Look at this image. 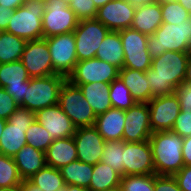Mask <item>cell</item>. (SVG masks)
Returning a JSON list of instances; mask_svg holds the SVG:
<instances>
[{
  "instance_id": "cell-1",
  "label": "cell",
  "mask_w": 191,
  "mask_h": 191,
  "mask_svg": "<svg viewBox=\"0 0 191 191\" xmlns=\"http://www.w3.org/2000/svg\"><path fill=\"white\" fill-rule=\"evenodd\" d=\"M189 54L190 52L165 51L152 58L151 67L145 72L151 99L174 94V90L184 81Z\"/></svg>"
},
{
  "instance_id": "cell-2",
  "label": "cell",
  "mask_w": 191,
  "mask_h": 191,
  "mask_svg": "<svg viewBox=\"0 0 191 191\" xmlns=\"http://www.w3.org/2000/svg\"><path fill=\"white\" fill-rule=\"evenodd\" d=\"M156 175L174 176L184 166L183 138L171 130L153 132L149 138Z\"/></svg>"
},
{
  "instance_id": "cell-3",
  "label": "cell",
  "mask_w": 191,
  "mask_h": 191,
  "mask_svg": "<svg viewBox=\"0 0 191 191\" xmlns=\"http://www.w3.org/2000/svg\"><path fill=\"white\" fill-rule=\"evenodd\" d=\"M148 52L152 58L162 55L165 51H191V17L183 23H162L148 36Z\"/></svg>"
},
{
  "instance_id": "cell-4",
  "label": "cell",
  "mask_w": 191,
  "mask_h": 191,
  "mask_svg": "<svg viewBox=\"0 0 191 191\" xmlns=\"http://www.w3.org/2000/svg\"><path fill=\"white\" fill-rule=\"evenodd\" d=\"M45 9L44 0H25L23 6L14 10L6 32L26 41L43 38L42 17Z\"/></svg>"
},
{
  "instance_id": "cell-5",
  "label": "cell",
  "mask_w": 191,
  "mask_h": 191,
  "mask_svg": "<svg viewBox=\"0 0 191 191\" xmlns=\"http://www.w3.org/2000/svg\"><path fill=\"white\" fill-rule=\"evenodd\" d=\"M67 78L60 74L29 79L23 102L19 105L33 112L58 103L60 88Z\"/></svg>"
},
{
  "instance_id": "cell-6",
  "label": "cell",
  "mask_w": 191,
  "mask_h": 191,
  "mask_svg": "<svg viewBox=\"0 0 191 191\" xmlns=\"http://www.w3.org/2000/svg\"><path fill=\"white\" fill-rule=\"evenodd\" d=\"M58 104L76 128L94 126L96 114L79 88L65 80L59 92Z\"/></svg>"
},
{
  "instance_id": "cell-7",
  "label": "cell",
  "mask_w": 191,
  "mask_h": 191,
  "mask_svg": "<svg viewBox=\"0 0 191 191\" xmlns=\"http://www.w3.org/2000/svg\"><path fill=\"white\" fill-rule=\"evenodd\" d=\"M35 120V112L19 106L6 121L0 137V154L13 157L26 142L25 133Z\"/></svg>"
},
{
  "instance_id": "cell-8",
  "label": "cell",
  "mask_w": 191,
  "mask_h": 191,
  "mask_svg": "<svg viewBox=\"0 0 191 191\" xmlns=\"http://www.w3.org/2000/svg\"><path fill=\"white\" fill-rule=\"evenodd\" d=\"M124 51L123 68L146 72L152 64L148 52V36L132 28L119 30Z\"/></svg>"
},
{
  "instance_id": "cell-9",
  "label": "cell",
  "mask_w": 191,
  "mask_h": 191,
  "mask_svg": "<svg viewBox=\"0 0 191 191\" xmlns=\"http://www.w3.org/2000/svg\"><path fill=\"white\" fill-rule=\"evenodd\" d=\"M43 38L74 32L79 19L66 2L53 0L46 2L42 17Z\"/></svg>"
},
{
  "instance_id": "cell-10",
  "label": "cell",
  "mask_w": 191,
  "mask_h": 191,
  "mask_svg": "<svg viewBox=\"0 0 191 191\" xmlns=\"http://www.w3.org/2000/svg\"><path fill=\"white\" fill-rule=\"evenodd\" d=\"M110 30L96 18L79 20L74 30L78 61L95 58L100 44Z\"/></svg>"
},
{
  "instance_id": "cell-11",
  "label": "cell",
  "mask_w": 191,
  "mask_h": 191,
  "mask_svg": "<svg viewBox=\"0 0 191 191\" xmlns=\"http://www.w3.org/2000/svg\"><path fill=\"white\" fill-rule=\"evenodd\" d=\"M51 55L53 71L68 78L77 60L73 32L45 38Z\"/></svg>"
},
{
  "instance_id": "cell-12",
  "label": "cell",
  "mask_w": 191,
  "mask_h": 191,
  "mask_svg": "<svg viewBox=\"0 0 191 191\" xmlns=\"http://www.w3.org/2000/svg\"><path fill=\"white\" fill-rule=\"evenodd\" d=\"M119 76V69L98 58L78 61L68 76L72 84L79 86L88 83H111Z\"/></svg>"
},
{
  "instance_id": "cell-13",
  "label": "cell",
  "mask_w": 191,
  "mask_h": 191,
  "mask_svg": "<svg viewBox=\"0 0 191 191\" xmlns=\"http://www.w3.org/2000/svg\"><path fill=\"white\" fill-rule=\"evenodd\" d=\"M122 163L123 176L155 174L149 140L125 142Z\"/></svg>"
},
{
  "instance_id": "cell-14",
  "label": "cell",
  "mask_w": 191,
  "mask_h": 191,
  "mask_svg": "<svg viewBox=\"0 0 191 191\" xmlns=\"http://www.w3.org/2000/svg\"><path fill=\"white\" fill-rule=\"evenodd\" d=\"M21 62L30 78L56 74L53 71L51 55L45 38L27 41Z\"/></svg>"
},
{
  "instance_id": "cell-15",
  "label": "cell",
  "mask_w": 191,
  "mask_h": 191,
  "mask_svg": "<svg viewBox=\"0 0 191 191\" xmlns=\"http://www.w3.org/2000/svg\"><path fill=\"white\" fill-rule=\"evenodd\" d=\"M147 104L150 111V127L152 131L171 130L181 111L179 99L175 93L153 97Z\"/></svg>"
},
{
  "instance_id": "cell-16",
  "label": "cell",
  "mask_w": 191,
  "mask_h": 191,
  "mask_svg": "<svg viewBox=\"0 0 191 191\" xmlns=\"http://www.w3.org/2000/svg\"><path fill=\"white\" fill-rule=\"evenodd\" d=\"M153 131L150 127V111L147 103L136 102L125 110V124L122 140L142 142L149 140Z\"/></svg>"
},
{
  "instance_id": "cell-17",
  "label": "cell",
  "mask_w": 191,
  "mask_h": 191,
  "mask_svg": "<svg viewBox=\"0 0 191 191\" xmlns=\"http://www.w3.org/2000/svg\"><path fill=\"white\" fill-rule=\"evenodd\" d=\"M73 138L78 160L92 165L101 161L105 140L94 126L76 128Z\"/></svg>"
},
{
  "instance_id": "cell-18",
  "label": "cell",
  "mask_w": 191,
  "mask_h": 191,
  "mask_svg": "<svg viewBox=\"0 0 191 191\" xmlns=\"http://www.w3.org/2000/svg\"><path fill=\"white\" fill-rule=\"evenodd\" d=\"M136 7L127 0H112L97 10L96 19L110 31L131 27Z\"/></svg>"
},
{
  "instance_id": "cell-19",
  "label": "cell",
  "mask_w": 191,
  "mask_h": 191,
  "mask_svg": "<svg viewBox=\"0 0 191 191\" xmlns=\"http://www.w3.org/2000/svg\"><path fill=\"white\" fill-rule=\"evenodd\" d=\"M35 119L51 135L53 139H63L74 135L76 127L68 115L55 104L35 112Z\"/></svg>"
},
{
  "instance_id": "cell-20",
  "label": "cell",
  "mask_w": 191,
  "mask_h": 191,
  "mask_svg": "<svg viewBox=\"0 0 191 191\" xmlns=\"http://www.w3.org/2000/svg\"><path fill=\"white\" fill-rule=\"evenodd\" d=\"M30 76L21 60L0 64V87L19 105L23 102Z\"/></svg>"
},
{
  "instance_id": "cell-21",
  "label": "cell",
  "mask_w": 191,
  "mask_h": 191,
  "mask_svg": "<svg viewBox=\"0 0 191 191\" xmlns=\"http://www.w3.org/2000/svg\"><path fill=\"white\" fill-rule=\"evenodd\" d=\"M162 23V10L160 7V1L157 0L136 7L130 28L149 36L154 34Z\"/></svg>"
},
{
  "instance_id": "cell-22",
  "label": "cell",
  "mask_w": 191,
  "mask_h": 191,
  "mask_svg": "<svg viewBox=\"0 0 191 191\" xmlns=\"http://www.w3.org/2000/svg\"><path fill=\"white\" fill-rule=\"evenodd\" d=\"M125 124V110L110 108L97 115L94 127L105 141L122 140Z\"/></svg>"
},
{
  "instance_id": "cell-23",
  "label": "cell",
  "mask_w": 191,
  "mask_h": 191,
  "mask_svg": "<svg viewBox=\"0 0 191 191\" xmlns=\"http://www.w3.org/2000/svg\"><path fill=\"white\" fill-rule=\"evenodd\" d=\"M46 165L60 169L61 167L78 160L73 136L63 139H54L45 152Z\"/></svg>"
},
{
  "instance_id": "cell-24",
  "label": "cell",
  "mask_w": 191,
  "mask_h": 191,
  "mask_svg": "<svg viewBox=\"0 0 191 191\" xmlns=\"http://www.w3.org/2000/svg\"><path fill=\"white\" fill-rule=\"evenodd\" d=\"M13 160L22 180H28L46 166L45 153L27 144L13 156Z\"/></svg>"
},
{
  "instance_id": "cell-25",
  "label": "cell",
  "mask_w": 191,
  "mask_h": 191,
  "mask_svg": "<svg viewBox=\"0 0 191 191\" xmlns=\"http://www.w3.org/2000/svg\"><path fill=\"white\" fill-rule=\"evenodd\" d=\"M119 77L136 102L148 103L151 100V89L145 72L122 68L119 70Z\"/></svg>"
},
{
  "instance_id": "cell-26",
  "label": "cell",
  "mask_w": 191,
  "mask_h": 191,
  "mask_svg": "<svg viewBox=\"0 0 191 191\" xmlns=\"http://www.w3.org/2000/svg\"><path fill=\"white\" fill-rule=\"evenodd\" d=\"M95 58L114 65L119 70L123 68L124 51L119 31H109L96 53Z\"/></svg>"
},
{
  "instance_id": "cell-27",
  "label": "cell",
  "mask_w": 191,
  "mask_h": 191,
  "mask_svg": "<svg viewBox=\"0 0 191 191\" xmlns=\"http://www.w3.org/2000/svg\"><path fill=\"white\" fill-rule=\"evenodd\" d=\"M84 98L88 101L97 115L105 113L112 108L111 100L109 97L110 84L109 83H88L79 85Z\"/></svg>"
},
{
  "instance_id": "cell-28",
  "label": "cell",
  "mask_w": 191,
  "mask_h": 191,
  "mask_svg": "<svg viewBox=\"0 0 191 191\" xmlns=\"http://www.w3.org/2000/svg\"><path fill=\"white\" fill-rule=\"evenodd\" d=\"M121 175L102 161L93 165L90 191H105L120 186Z\"/></svg>"
},
{
  "instance_id": "cell-29",
  "label": "cell",
  "mask_w": 191,
  "mask_h": 191,
  "mask_svg": "<svg viewBox=\"0 0 191 191\" xmlns=\"http://www.w3.org/2000/svg\"><path fill=\"white\" fill-rule=\"evenodd\" d=\"M65 184L89 188L93 165L75 160L60 169Z\"/></svg>"
},
{
  "instance_id": "cell-30",
  "label": "cell",
  "mask_w": 191,
  "mask_h": 191,
  "mask_svg": "<svg viewBox=\"0 0 191 191\" xmlns=\"http://www.w3.org/2000/svg\"><path fill=\"white\" fill-rule=\"evenodd\" d=\"M27 41L14 34L2 31L0 34V64L21 60Z\"/></svg>"
},
{
  "instance_id": "cell-31",
  "label": "cell",
  "mask_w": 191,
  "mask_h": 191,
  "mask_svg": "<svg viewBox=\"0 0 191 191\" xmlns=\"http://www.w3.org/2000/svg\"><path fill=\"white\" fill-rule=\"evenodd\" d=\"M28 180L43 191H57L66 185L60 170L47 165Z\"/></svg>"
},
{
  "instance_id": "cell-32",
  "label": "cell",
  "mask_w": 191,
  "mask_h": 191,
  "mask_svg": "<svg viewBox=\"0 0 191 191\" xmlns=\"http://www.w3.org/2000/svg\"><path fill=\"white\" fill-rule=\"evenodd\" d=\"M124 140L105 141L101 161L110 165L115 171L123 176V149Z\"/></svg>"
},
{
  "instance_id": "cell-33",
  "label": "cell",
  "mask_w": 191,
  "mask_h": 191,
  "mask_svg": "<svg viewBox=\"0 0 191 191\" xmlns=\"http://www.w3.org/2000/svg\"><path fill=\"white\" fill-rule=\"evenodd\" d=\"M109 97L112 107L117 109L127 110L136 103L119 76L110 83Z\"/></svg>"
},
{
  "instance_id": "cell-34",
  "label": "cell",
  "mask_w": 191,
  "mask_h": 191,
  "mask_svg": "<svg viewBox=\"0 0 191 191\" xmlns=\"http://www.w3.org/2000/svg\"><path fill=\"white\" fill-rule=\"evenodd\" d=\"M25 137L27 145L32 146L44 153L54 140L49 132L41 124H39L36 119L27 129Z\"/></svg>"
},
{
  "instance_id": "cell-35",
  "label": "cell",
  "mask_w": 191,
  "mask_h": 191,
  "mask_svg": "<svg viewBox=\"0 0 191 191\" xmlns=\"http://www.w3.org/2000/svg\"><path fill=\"white\" fill-rule=\"evenodd\" d=\"M22 181L13 157L0 154V189L20 185Z\"/></svg>"
},
{
  "instance_id": "cell-36",
  "label": "cell",
  "mask_w": 191,
  "mask_h": 191,
  "mask_svg": "<svg viewBox=\"0 0 191 191\" xmlns=\"http://www.w3.org/2000/svg\"><path fill=\"white\" fill-rule=\"evenodd\" d=\"M121 191H154V174L121 176Z\"/></svg>"
},
{
  "instance_id": "cell-37",
  "label": "cell",
  "mask_w": 191,
  "mask_h": 191,
  "mask_svg": "<svg viewBox=\"0 0 191 191\" xmlns=\"http://www.w3.org/2000/svg\"><path fill=\"white\" fill-rule=\"evenodd\" d=\"M160 7L163 23L178 25L191 17V14L177 1L160 2Z\"/></svg>"
},
{
  "instance_id": "cell-38",
  "label": "cell",
  "mask_w": 191,
  "mask_h": 191,
  "mask_svg": "<svg viewBox=\"0 0 191 191\" xmlns=\"http://www.w3.org/2000/svg\"><path fill=\"white\" fill-rule=\"evenodd\" d=\"M68 5L79 20L96 18L98 8L93 0H71Z\"/></svg>"
},
{
  "instance_id": "cell-39",
  "label": "cell",
  "mask_w": 191,
  "mask_h": 191,
  "mask_svg": "<svg viewBox=\"0 0 191 191\" xmlns=\"http://www.w3.org/2000/svg\"><path fill=\"white\" fill-rule=\"evenodd\" d=\"M172 132L179 134L182 138L191 136V109L181 110L171 129Z\"/></svg>"
},
{
  "instance_id": "cell-40",
  "label": "cell",
  "mask_w": 191,
  "mask_h": 191,
  "mask_svg": "<svg viewBox=\"0 0 191 191\" xmlns=\"http://www.w3.org/2000/svg\"><path fill=\"white\" fill-rule=\"evenodd\" d=\"M19 104L16 103L4 88L0 87V118L8 120L9 116L17 110Z\"/></svg>"
},
{
  "instance_id": "cell-41",
  "label": "cell",
  "mask_w": 191,
  "mask_h": 191,
  "mask_svg": "<svg viewBox=\"0 0 191 191\" xmlns=\"http://www.w3.org/2000/svg\"><path fill=\"white\" fill-rule=\"evenodd\" d=\"M154 191H182L174 176L154 174Z\"/></svg>"
},
{
  "instance_id": "cell-42",
  "label": "cell",
  "mask_w": 191,
  "mask_h": 191,
  "mask_svg": "<svg viewBox=\"0 0 191 191\" xmlns=\"http://www.w3.org/2000/svg\"><path fill=\"white\" fill-rule=\"evenodd\" d=\"M175 95L179 99V104L181 106V110L191 109V85L185 82H182L178 85V87L174 90Z\"/></svg>"
},
{
  "instance_id": "cell-43",
  "label": "cell",
  "mask_w": 191,
  "mask_h": 191,
  "mask_svg": "<svg viewBox=\"0 0 191 191\" xmlns=\"http://www.w3.org/2000/svg\"><path fill=\"white\" fill-rule=\"evenodd\" d=\"M174 178L182 191H191V166H183Z\"/></svg>"
},
{
  "instance_id": "cell-44",
  "label": "cell",
  "mask_w": 191,
  "mask_h": 191,
  "mask_svg": "<svg viewBox=\"0 0 191 191\" xmlns=\"http://www.w3.org/2000/svg\"><path fill=\"white\" fill-rule=\"evenodd\" d=\"M13 12V9H5V7L0 5V30L6 31Z\"/></svg>"
},
{
  "instance_id": "cell-45",
  "label": "cell",
  "mask_w": 191,
  "mask_h": 191,
  "mask_svg": "<svg viewBox=\"0 0 191 191\" xmlns=\"http://www.w3.org/2000/svg\"><path fill=\"white\" fill-rule=\"evenodd\" d=\"M183 162L185 166H191V136L183 138Z\"/></svg>"
},
{
  "instance_id": "cell-46",
  "label": "cell",
  "mask_w": 191,
  "mask_h": 191,
  "mask_svg": "<svg viewBox=\"0 0 191 191\" xmlns=\"http://www.w3.org/2000/svg\"><path fill=\"white\" fill-rule=\"evenodd\" d=\"M25 0H0V5L5 7V9H17L23 6Z\"/></svg>"
},
{
  "instance_id": "cell-47",
  "label": "cell",
  "mask_w": 191,
  "mask_h": 191,
  "mask_svg": "<svg viewBox=\"0 0 191 191\" xmlns=\"http://www.w3.org/2000/svg\"><path fill=\"white\" fill-rule=\"evenodd\" d=\"M21 190L22 191H43L41 188L35 186L29 180H23L22 181Z\"/></svg>"
},
{
  "instance_id": "cell-48",
  "label": "cell",
  "mask_w": 191,
  "mask_h": 191,
  "mask_svg": "<svg viewBox=\"0 0 191 191\" xmlns=\"http://www.w3.org/2000/svg\"><path fill=\"white\" fill-rule=\"evenodd\" d=\"M183 82L191 85V52L189 54V58L187 61L186 73H185V78Z\"/></svg>"
},
{
  "instance_id": "cell-49",
  "label": "cell",
  "mask_w": 191,
  "mask_h": 191,
  "mask_svg": "<svg viewBox=\"0 0 191 191\" xmlns=\"http://www.w3.org/2000/svg\"><path fill=\"white\" fill-rule=\"evenodd\" d=\"M134 7H139L157 0H127Z\"/></svg>"
},
{
  "instance_id": "cell-50",
  "label": "cell",
  "mask_w": 191,
  "mask_h": 191,
  "mask_svg": "<svg viewBox=\"0 0 191 191\" xmlns=\"http://www.w3.org/2000/svg\"><path fill=\"white\" fill-rule=\"evenodd\" d=\"M181 6L191 14V0H176Z\"/></svg>"
},
{
  "instance_id": "cell-51",
  "label": "cell",
  "mask_w": 191,
  "mask_h": 191,
  "mask_svg": "<svg viewBox=\"0 0 191 191\" xmlns=\"http://www.w3.org/2000/svg\"><path fill=\"white\" fill-rule=\"evenodd\" d=\"M67 191H90L88 188L67 184Z\"/></svg>"
},
{
  "instance_id": "cell-52",
  "label": "cell",
  "mask_w": 191,
  "mask_h": 191,
  "mask_svg": "<svg viewBox=\"0 0 191 191\" xmlns=\"http://www.w3.org/2000/svg\"><path fill=\"white\" fill-rule=\"evenodd\" d=\"M109 1H112V0H93L95 6L97 8L101 7V6H104L105 4H107Z\"/></svg>"
},
{
  "instance_id": "cell-53",
  "label": "cell",
  "mask_w": 191,
  "mask_h": 191,
  "mask_svg": "<svg viewBox=\"0 0 191 191\" xmlns=\"http://www.w3.org/2000/svg\"><path fill=\"white\" fill-rule=\"evenodd\" d=\"M0 191H22L21 184L13 186V187H9V188H2V189H0Z\"/></svg>"
},
{
  "instance_id": "cell-54",
  "label": "cell",
  "mask_w": 191,
  "mask_h": 191,
  "mask_svg": "<svg viewBox=\"0 0 191 191\" xmlns=\"http://www.w3.org/2000/svg\"><path fill=\"white\" fill-rule=\"evenodd\" d=\"M6 121L7 120H4V119L0 118V137H1V134L3 132L4 126L6 124Z\"/></svg>"
},
{
  "instance_id": "cell-55",
  "label": "cell",
  "mask_w": 191,
  "mask_h": 191,
  "mask_svg": "<svg viewBox=\"0 0 191 191\" xmlns=\"http://www.w3.org/2000/svg\"><path fill=\"white\" fill-rule=\"evenodd\" d=\"M105 191H121L120 187H115L109 190H105Z\"/></svg>"
},
{
  "instance_id": "cell-56",
  "label": "cell",
  "mask_w": 191,
  "mask_h": 191,
  "mask_svg": "<svg viewBox=\"0 0 191 191\" xmlns=\"http://www.w3.org/2000/svg\"><path fill=\"white\" fill-rule=\"evenodd\" d=\"M57 191H67V184L58 189Z\"/></svg>"
},
{
  "instance_id": "cell-57",
  "label": "cell",
  "mask_w": 191,
  "mask_h": 191,
  "mask_svg": "<svg viewBox=\"0 0 191 191\" xmlns=\"http://www.w3.org/2000/svg\"><path fill=\"white\" fill-rule=\"evenodd\" d=\"M61 1L66 2L67 4H69L71 0H61Z\"/></svg>"
},
{
  "instance_id": "cell-58",
  "label": "cell",
  "mask_w": 191,
  "mask_h": 191,
  "mask_svg": "<svg viewBox=\"0 0 191 191\" xmlns=\"http://www.w3.org/2000/svg\"><path fill=\"white\" fill-rule=\"evenodd\" d=\"M160 2H164V1H176V0H158Z\"/></svg>"
}]
</instances>
